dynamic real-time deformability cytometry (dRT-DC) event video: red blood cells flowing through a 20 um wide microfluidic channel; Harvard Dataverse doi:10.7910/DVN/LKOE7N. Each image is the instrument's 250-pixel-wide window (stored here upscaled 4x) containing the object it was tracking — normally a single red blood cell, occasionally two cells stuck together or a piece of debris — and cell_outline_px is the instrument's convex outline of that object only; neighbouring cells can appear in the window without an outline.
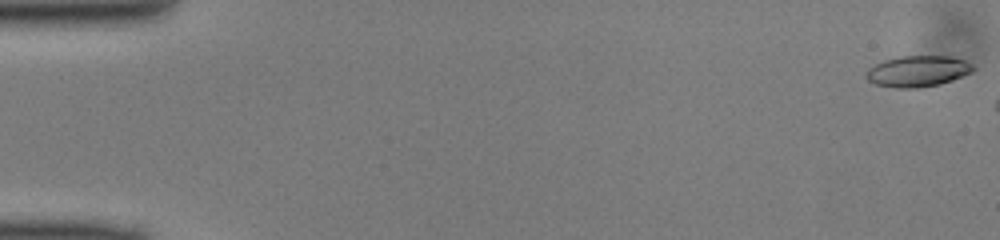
{"species": "common noctule bat (a hibernating species)", "species_latin": "Nyctalus noctula", "temperature_condition": "cold", "stored_images_in_passage": 7, "camera_frame_rate_fps": 3000, "um_per_image_px": 0.085, "animal": {"sex": "male", "body_mass_g": 13.0, "forearm_length_mm": 53.1}, "frame": {"image": 1, "passage_image": 1, "time_ms": 0.0, "image_size_px": [1000, 240], "cell_outline_px": [[976, 68], [972, 72], [952, 80], [940, 84], [916, 88], [896, 88], [876, 84], [868, 80], [864, 76], [868, 68], [884, 60], [900, 56], [948, 56], [964, 60], [972, 64]], "centroid_in_image_um": [78.0, 6.05], "position_along_channel_um": 7.0, "area_um2": 19.36}}